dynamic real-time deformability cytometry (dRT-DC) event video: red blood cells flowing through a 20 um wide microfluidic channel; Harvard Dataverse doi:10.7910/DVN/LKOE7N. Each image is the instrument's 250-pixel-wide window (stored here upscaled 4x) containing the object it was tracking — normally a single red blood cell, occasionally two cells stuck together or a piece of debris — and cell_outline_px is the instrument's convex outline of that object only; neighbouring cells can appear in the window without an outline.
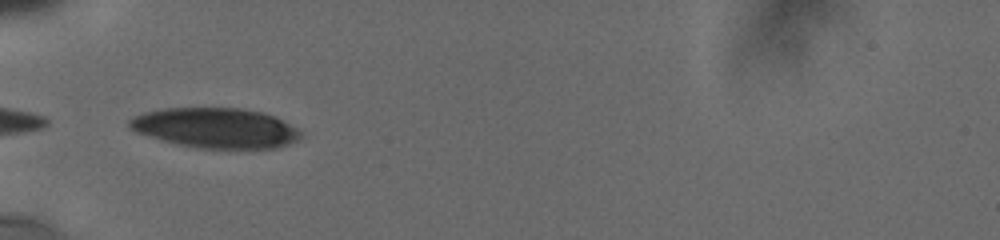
{"species": "human", "species_latin": "Homo sapiens", "temperature_condition": "cold", "stored_images_in_passage": 7, "camera_frame_rate_fps": 3000, "um_per_image_px": 0.085, "donor": {"sex": "male"}, "frame": {"image": 1, "passage_image": 1, "time_ms": 0.0, "image_size_px": [1000, 240], "cell_outline_px": [[304, 136], [300, 140], [276, 148], [200, 148], [176, 144], [136, 132], [128, 124], [128, 120], [132, 116], [144, 112], [164, 108], [240, 108], [260, 112], [276, 116], [284, 120], [296, 128]], "centroid_in_image_um": [18.35, 10.87], "position_along_channel_um": 66.6, "area_um2": 40.06}}